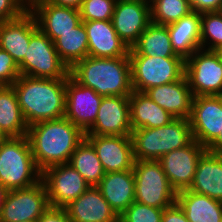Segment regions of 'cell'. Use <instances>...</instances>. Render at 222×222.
Segmentation results:
<instances>
[{
	"label": "cell",
	"mask_w": 222,
	"mask_h": 222,
	"mask_svg": "<svg viewBox=\"0 0 222 222\" xmlns=\"http://www.w3.org/2000/svg\"><path fill=\"white\" fill-rule=\"evenodd\" d=\"M27 138L37 168L69 163L72 153L85 139V133L65 117L28 126Z\"/></svg>",
	"instance_id": "6da1fadb"
},
{
	"label": "cell",
	"mask_w": 222,
	"mask_h": 222,
	"mask_svg": "<svg viewBox=\"0 0 222 222\" xmlns=\"http://www.w3.org/2000/svg\"><path fill=\"white\" fill-rule=\"evenodd\" d=\"M12 86L28 126L40 121L64 117L66 79L20 75Z\"/></svg>",
	"instance_id": "7a4b0ae2"
},
{
	"label": "cell",
	"mask_w": 222,
	"mask_h": 222,
	"mask_svg": "<svg viewBox=\"0 0 222 222\" xmlns=\"http://www.w3.org/2000/svg\"><path fill=\"white\" fill-rule=\"evenodd\" d=\"M69 75L82 86L105 96H129L133 92L129 56L97 58L86 56L76 62Z\"/></svg>",
	"instance_id": "3957f363"
},
{
	"label": "cell",
	"mask_w": 222,
	"mask_h": 222,
	"mask_svg": "<svg viewBox=\"0 0 222 222\" xmlns=\"http://www.w3.org/2000/svg\"><path fill=\"white\" fill-rule=\"evenodd\" d=\"M131 139L135 160L155 161L194 140L189 119L182 118H174L167 125L158 128L133 130Z\"/></svg>",
	"instance_id": "277c9868"
},
{
	"label": "cell",
	"mask_w": 222,
	"mask_h": 222,
	"mask_svg": "<svg viewBox=\"0 0 222 222\" xmlns=\"http://www.w3.org/2000/svg\"><path fill=\"white\" fill-rule=\"evenodd\" d=\"M41 177L27 135L0 142V183L7 190L30 187Z\"/></svg>",
	"instance_id": "5b68a950"
},
{
	"label": "cell",
	"mask_w": 222,
	"mask_h": 222,
	"mask_svg": "<svg viewBox=\"0 0 222 222\" xmlns=\"http://www.w3.org/2000/svg\"><path fill=\"white\" fill-rule=\"evenodd\" d=\"M20 75L34 78L66 79L68 66L61 60L54 42L37 26L32 14V37L24 59L18 64Z\"/></svg>",
	"instance_id": "8992f818"
},
{
	"label": "cell",
	"mask_w": 222,
	"mask_h": 222,
	"mask_svg": "<svg viewBox=\"0 0 222 222\" xmlns=\"http://www.w3.org/2000/svg\"><path fill=\"white\" fill-rule=\"evenodd\" d=\"M133 173L136 202L156 208H166L176 202L177 192L158 161L135 160Z\"/></svg>",
	"instance_id": "52a82bcc"
},
{
	"label": "cell",
	"mask_w": 222,
	"mask_h": 222,
	"mask_svg": "<svg viewBox=\"0 0 222 222\" xmlns=\"http://www.w3.org/2000/svg\"><path fill=\"white\" fill-rule=\"evenodd\" d=\"M133 91L146 90L180 80L185 74L183 57L129 55Z\"/></svg>",
	"instance_id": "ba28073f"
},
{
	"label": "cell",
	"mask_w": 222,
	"mask_h": 222,
	"mask_svg": "<svg viewBox=\"0 0 222 222\" xmlns=\"http://www.w3.org/2000/svg\"><path fill=\"white\" fill-rule=\"evenodd\" d=\"M184 75L193 96L222 93V62L217 51L196 50L185 59Z\"/></svg>",
	"instance_id": "9c48e42d"
},
{
	"label": "cell",
	"mask_w": 222,
	"mask_h": 222,
	"mask_svg": "<svg viewBox=\"0 0 222 222\" xmlns=\"http://www.w3.org/2000/svg\"><path fill=\"white\" fill-rule=\"evenodd\" d=\"M49 206L47 189L41 179L30 187L7 192L0 222H36Z\"/></svg>",
	"instance_id": "30bf717a"
},
{
	"label": "cell",
	"mask_w": 222,
	"mask_h": 222,
	"mask_svg": "<svg viewBox=\"0 0 222 222\" xmlns=\"http://www.w3.org/2000/svg\"><path fill=\"white\" fill-rule=\"evenodd\" d=\"M41 179L47 189L49 205L53 207H65L90 187L69 163L46 168Z\"/></svg>",
	"instance_id": "8fae6325"
},
{
	"label": "cell",
	"mask_w": 222,
	"mask_h": 222,
	"mask_svg": "<svg viewBox=\"0 0 222 222\" xmlns=\"http://www.w3.org/2000/svg\"><path fill=\"white\" fill-rule=\"evenodd\" d=\"M206 151L194 139L189 145L175 149L158 160L176 192L189 189L192 185L198 161Z\"/></svg>",
	"instance_id": "7c38bea8"
},
{
	"label": "cell",
	"mask_w": 222,
	"mask_h": 222,
	"mask_svg": "<svg viewBox=\"0 0 222 222\" xmlns=\"http://www.w3.org/2000/svg\"><path fill=\"white\" fill-rule=\"evenodd\" d=\"M193 138L207 148L222 130V103L217 95L194 96L189 117Z\"/></svg>",
	"instance_id": "4fadbf2b"
},
{
	"label": "cell",
	"mask_w": 222,
	"mask_h": 222,
	"mask_svg": "<svg viewBox=\"0 0 222 222\" xmlns=\"http://www.w3.org/2000/svg\"><path fill=\"white\" fill-rule=\"evenodd\" d=\"M102 95L77 83L70 75L66 78L64 117L86 133L94 124Z\"/></svg>",
	"instance_id": "5bb4252c"
},
{
	"label": "cell",
	"mask_w": 222,
	"mask_h": 222,
	"mask_svg": "<svg viewBox=\"0 0 222 222\" xmlns=\"http://www.w3.org/2000/svg\"><path fill=\"white\" fill-rule=\"evenodd\" d=\"M129 96L102 97L96 120L85 135H131Z\"/></svg>",
	"instance_id": "9a60e30c"
},
{
	"label": "cell",
	"mask_w": 222,
	"mask_h": 222,
	"mask_svg": "<svg viewBox=\"0 0 222 222\" xmlns=\"http://www.w3.org/2000/svg\"><path fill=\"white\" fill-rule=\"evenodd\" d=\"M85 138L94 147L105 173L133 170L131 135H85Z\"/></svg>",
	"instance_id": "2e32d148"
},
{
	"label": "cell",
	"mask_w": 222,
	"mask_h": 222,
	"mask_svg": "<svg viewBox=\"0 0 222 222\" xmlns=\"http://www.w3.org/2000/svg\"><path fill=\"white\" fill-rule=\"evenodd\" d=\"M112 23L117 35L131 48L152 23L150 5L143 1H116Z\"/></svg>",
	"instance_id": "e0dca14e"
},
{
	"label": "cell",
	"mask_w": 222,
	"mask_h": 222,
	"mask_svg": "<svg viewBox=\"0 0 222 222\" xmlns=\"http://www.w3.org/2000/svg\"><path fill=\"white\" fill-rule=\"evenodd\" d=\"M29 11L35 17L38 28L54 42L81 22L80 11L72 7L57 6L48 0L34 5Z\"/></svg>",
	"instance_id": "ac0fdd59"
},
{
	"label": "cell",
	"mask_w": 222,
	"mask_h": 222,
	"mask_svg": "<svg viewBox=\"0 0 222 222\" xmlns=\"http://www.w3.org/2000/svg\"><path fill=\"white\" fill-rule=\"evenodd\" d=\"M88 36V56L117 58L129 56L130 48L117 35L112 21L83 22Z\"/></svg>",
	"instance_id": "d6986e66"
},
{
	"label": "cell",
	"mask_w": 222,
	"mask_h": 222,
	"mask_svg": "<svg viewBox=\"0 0 222 222\" xmlns=\"http://www.w3.org/2000/svg\"><path fill=\"white\" fill-rule=\"evenodd\" d=\"M145 93L174 118L189 119L194 96L185 75L173 83L152 87Z\"/></svg>",
	"instance_id": "ffe728a7"
},
{
	"label": "cell",
	"mask_w": 222,
	"mask_h": 222,
	"mask_svg": "<svg viewBox=\"0 0 222 222\" xmlns=\"http://www.w3.org/2000/svg\"><path fill=\"white\" fill-rule=\"evenodd\" d=\"M65 209L72 222H113L119 217L97 186H90Z\"/></svg>",
	"instance_id": "44dd1931"
},
{
	"label": "cell",
	"mask_w": 222,
	"mask_h": 222,
	"mask_svg": "<svg viewBox=\"0 0 222 222\" xmlns=\"http://www.w3.org/2000/svg\"><path fill=\"white\" fill-rule=\"evenodd\" d=\"M97 187L118 216L135 201L133 170L105 173Z\"/></svg>",
	"instance_id": "7402d4cb"
},
{
	"label": "cell",
	"mask_w": 222,
	"mask_h": 222,
	"mask_svg": "<svg viewBox=\"0 0 222 222\" xmlns=\"http://www.w3.org/2000/svg\"><path fill=\"white\" fill-rule=\"evenodd\" d=\"M32 37V13L27 10L20 17L0 22V48L17 63L24 59Z\"/></svg>",
	"instance_id": "603a6c76"
},
{
	"label": "cell",
	"mask_w": 222,
	"mask_h": 222,
	"mask_svg": "<svg viewBox=\"0 0 222 222\" xmlns=\"http://www.w3.org/2000/svg\"><path fill=\"white\" fill-rule=\"evenodd\" d=\"M188 190L222 201V154L206 151L201 156Z\"/></svg>",
	"instance_id": "cb8c5ba5"
},
{
	"label": "cell",
	"mask_w": 222,
	"mask_h": 222,
	"mask_svg": "<svg viewBox=\"0 0 222 222\" xmlns=\"http://www.w3.org/2000/svg\"><path fill=\"white\" fill-rule=\"evenodd\" d=\"M129 111L132 131L138 128H158L174 119L145 92L140 91H133L129 95Z\"/></svg>",
	"instance_id": "d4e9b609"
},
{
	"label": "cell",
	"mask_w": 222,
	"mask_h": 222,
	"mask_svg": "<svg viewBox=\"0 0 222 222\" xmlns=\"http://www.w3.org/2000/svg\"><path fill=\"white\" fill-rule=\"evenodd\" d=\"M172 49L177 55L187 59L200 49L201 13L191 12L180 20L166 25Z\"/></svg>",
	"instance_id": "484cf974"
},
{
	"label": "cell",
	"mask_w": 222,
	"mask_h": 222,
	"mask_svg": "<svg viewBox=\"0 0 222 222\" xmlns=\"http://www.w3.org/2000/svg\"><path fill=\"white\" fill-rule=\"evenodd\" d=\"M176 202L189 222H221L222 201L188 189L177 192Z\"/></svg>",
	"instance_id": "4316f807"
},
{
	"label": "cell",
	"mask_w": 222,
	"mask_h": 222,
	"mask_svg": "<svg viewBox=\"0 0 222 222\" xmlns=\"http://www.w3.org/2000/svg\"><path fill=\"white\" fill-rule=\"evenodd\" d=\"M0 129L7 137L27 135L28 125L12 85L0 86Z\"/></svg>",
	"instance_id": "83f0119b"
},
{
	"label": "cell",
	"mask_w": 222,
	"mask_h": 222,
	"mask_svg": "<svg viewBox=\"0 0 222 222\" xmlns=\"http://www.w3.org/2000/svg\"><path fill=\"white\" fill-rule=\"evenodd\" d=\"M129 55L159 57H182L171 46L167 26L151 23L130 48Z\"/></svg>",
	"instance_id": "f1b7e54d"
},
{
	"label": "cell",
	"mask_w": 222,
	"mask_h": 222,
	"mask_svg": "<svg viewBox=\"0 0 222 222\" xmlns=\"http://www.w3.org/2000/svg\"><path fill=\"white\" fill-rule=\"evenodd\" d=\"M61 60L70 69L76 62L88 56V36L83 21L54 41Z\"/></svg>",
	"instance_id": "f546056e"
},
{
	"label": "cell",
	"mask_w": 222,
	"mask_h": 222,
	"mask_svg": "<svg viewBox=\"0 0 222 222\" xmlns=\"http://www.w3.org/2000/svg\"><path fill=\"white\" fill-rule=\"evenodd\" d=\"M69 164L81 174L90 186H97L105 175L94 147L86 138L72 153Z\"/></svg>",
	"instance_id": "4dcf8cb0"
},
{
	"label": "cell",
	"mask_w": 222,
	"mask_h": 222,
	"mask_svg": "<svg viewBox=\"0 0 222 222\" xmlns=\"http://www.w3.org/2000/svg\"><path fill=\"white\" fill-rule=\"evenodd\" d=\"M150 8L152 23L165 26L193 12L190 0H156Z\"/></svg>",
	"instance_id": "1f68e13d"
},
{
	"label": "cell",
	"mask_w": 222,
	"mask_h": 222,
	"mask_svg": "<svg viewBox=\"0 0 222 222\" xmlns=\"http://www.w3.org/2000/svg\"><path fill=\"white\" fill-rule=\"evenodd\" d=\"M212 41L211 43L207 41ZM207 43L209 45H207ZM206 45L208 48L206 49ZM201 49L217 51L222 47V12H202L200 29Z\"/></svg>",
	"instance_id": "d6a6232c"
},
{
	"label": "cell",
	"mask_w": 222,
	"mask_h": 222,
	"mask_svg": "<svg viewBox=\"0 0 222 222\" xmlns=\"http://www.w3.org/2000/svg\"><path fill=\"white\" fill-rule=\"evenodd\" d=\"M116 0H83L81 21H112Z\"/></svg>",
	"instance_id": "836d02e7"
},
{
	"label": "cell",
	"mask_w": 222,
	"mask_h": 222,
	"mask_svg": "<svg viewBox=\"0 0 222 222\" xmlns=\"http://www.w3.org/2000/svg\"><path fill=\"white\" fill-rule=\"evenodd\" d=\"M163 209L134 201L119 218L123 222H161Z\"/></svg>",
	"instance_id": "e575fe53"
},
{
	"label": "cell",
	"mask_w": 222,
	"mask_h": 222,
	"mask_svg": "<svg viewBox=\"0 0 222 222\" xmlns=\"http://www.w3.org/2000/svg\"><path fill=\"white\" fill-rule=\"evenodd\" d=\"M19 76L17 63L7 51L0 48V86L12 85Z\"/></svg>",
	"instance_id": "d590c367"
},
{
	"label": "cell",
	"mask_w": 222,
	"mask_h": 222,
	"mask_svg": "<svg viewBox=\"0 0 222 222\" xmlns=\"http://www.w3.org/2000/svg\"><path fill=\"white\" fill-rule=\"evenodd\" d=\"M26 11L22 0H0V22L16 19Z\"/></svg>",
	"instance_id": "8d00e7d4"
},
{
	"label": "cell",
	"mask_w": 222,
	"mask_h": 222,
	"mask_svg": "<svg viewBox=\"0 0 222 222\" xmlns=\"http://www.w3.org/2000/svg\"><path fill=\"white\" fill-rule=\"evenodd\" d=\"M36 222H72L65 207L49 206Z\"/></svg>",
	"instance_id": "74e56055"
},
{
	"label": "cell",
	"mask_w": 222,
	"mask_h": 222,
	"mask_svg": "<svg viewBox=\"0 0 222 222\" xmlns=\"http://www.w3.org/2000/svg\"><path fill=\"white\" fill-rule=\"evenodd\" d=\"M161 222H189L184 211L177 202L163 209Z\"/></svg>",
	"instance_id": "f35d334b"
},
{
	"label": "cell",
	"mask_w": 222,
	"mask_h": 222,
	"mask_svg": "<svg viewBox=\"0 0 222 222\" xmlns=\"http://www.w3.org/2000/svg\"><path fill=\"white\" fill-rule=\"evenodd\" d=\"M192 10L195 12L221 11L222 0H190Z\"/></svg>",
	"instance_id": "ab89813d"
},
{
	"label": "cell",
	"mask_w": 222,
	"mask_h": 222,
	"mask_svg": "<svg viewBox=\"0 0 222 222\" xmlns=\"http://www.w3.org/2000/svg\"><path fill=\"white\" fill-rule=\"evenodd\" d=\"M48 1L57 6L72 7L78 10L80 9L83 2V0H48Z\"/></svg>",
	"instance_id": "60d3db41"
},
{
	"label": "cell",
	"mask_w": 222,
	"mask_h": 222,
	"mask_svg": "<svg viewBox=\"0 0 222 222\" xmlns=\"http://www.w3.org/2000/svg\"><path fill=\"white\" fill-rule=\"evenodd\" d=\"M208 152L222 154V130L217 138L206 148Z\"/></svg>",
	"instance_id": "b9f144b4"
},
{
	"label": "cell",
	"mask_w": 222,
	"mask_h": 222,
	"mask_svg": "<svg viewBox=\"0 0 222 222\" xmlns=\"http://www.w3.org/2000/svg\"><path fill=\"white\" fill-rule=\"evenodd\" d=\"M9 190H7L1 183H0V214H1V208H2V204L5 201V197L7 195V192Z\"/></svg>",
	"instance_id": "7bdbcfd3"
},
{
	"label": "cell",
	"mask_w": 222,
	"mask_h": 222,
	"mask_svg": "<svg viewBox=\"0 0 222 222\" xmlns=\"http://www.w3.org/2000/svg\"><path fill=\"white\" fill-rule=\"evenodd\" d=\"M42 1H46V0H27L26 9L29 10L31 7H33L34 5Z\"/></svg>",
	"instance_id": "ee69618b"
},
{
	"label": "cell",
	"mask_w": 222,
	"mask_h": 222,
	"mask_svg": "<svg viewBox=\"0 0 222 222\" xmlns=\"http://www.w3.org/2000/svg\"><path fill=\"white\" fill-rule=\"evenodd\" d=\"M7 136L3 133V131L0 129V142L5 140Z\"/></svg>",
	"instance_id": "f6af8a7d"
},
{
	"label": "cell",
	"mask_w": 222,
	"mask_h": 222,
	"mask_svg": "<svg viewBox=\"0 0 222 222\" xmlns=\"http://www.w3.org/2000/svg\"><path fill=\"white\" fill-rule=\"evenodd\" d=\"M142 1L148 5H152L156 0H142Z\"/></svg>",
	"instance_id": "bcb514c9"
},
{
	"label": "cell",
	"mask_w": 222,
	"mask_h": 222,
	"mask_svg": "<svg viewBox=\"0 0 222 222\" xmlns=\"http://www.w3.org/2000/svg\"><path fill=\"white\" fill-rule=\"evenodd\" d=\"M217 52H218L219 57H220V60H221V62H222V47L219 48V49L217 50Z\"/></svg>",
	"instance_id": "7dc6e473"
},
{
	"label": "cell",
	"mask_w": 222,
	"mask_h": 222,
	"mask_svg": "<svg viewBox=\"0 0 222 222\" xmlns=\"http://www.w3.org/2000/svg\"><path fill=\"white\" fill-rule=\"evenodd\" d=\"M116 1H142V0H116Z\"/></svg>",
	"instance_id": "c3c4849f"
},
{
	"label": "cell",
	"mask_w": 222,
	"mask_h": 222,
	"mask_svg": "<svg viewBox=\"0 0 222 222\" xmlns=\"http://www.w3.org/2000/svg\"><path fill=\"white\" fill-rule=\"evenodd\" d=\"M113 222H123L119 217Z\"/></svg>",
	"instance_id": "681fc988"
},
{
	"label": "cell",
	"mask_w": 222,
	"mask_h": 222,
	"mask_svg": "<svg viewBox=\"0 0 222 222\" xmlns=\"http://www.w3.org/2000/svg\"><path fill=\"white\" fill-rule=\"evenodd\" d=\"M217 96L220 98V101H221V103H222V93L219 94V95H217Z\"/></svg>",
	"instance_id": "f907efd6"
},
{
	"label": "cell",
	"mask_w": 222,
	"mask_h": 222,
	"mask_svg": "<svg viewBox=\"0 0 222 222\" xmlns=\"http://www.w3.org/2000/svg\"><path fill=\"white\" fill-rule=\"evenodd\" d=\"M23 2H24V5H25V7H26V5H27V0H22Z\"/></svg>",
	"instance_id": "816d5d0a"
}]
</instances>
